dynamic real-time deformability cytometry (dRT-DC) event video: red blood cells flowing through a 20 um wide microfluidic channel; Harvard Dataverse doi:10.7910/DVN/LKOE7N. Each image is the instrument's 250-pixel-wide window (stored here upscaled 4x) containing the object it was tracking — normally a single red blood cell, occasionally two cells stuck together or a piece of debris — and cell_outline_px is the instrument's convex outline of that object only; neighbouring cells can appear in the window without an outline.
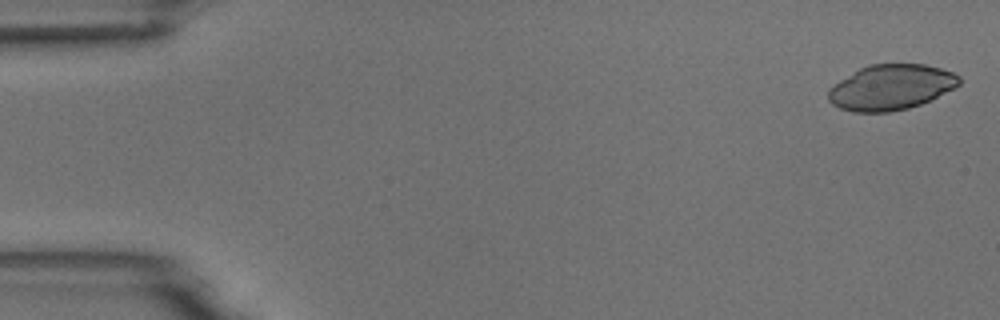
{"species": "common noctule bat (a hibernating species)", "species_latin": "Nyctalus noctula", "temperature_condition": "room temperature", "stored_images_in_passage": 5, "camera_frame_rate_fps": 3000, "um_per_image_px": 0.085, "animal": {"sex": "male", "body_mass_g": 18.8}, "frame": {"image": 1, "passage_image": 1, "time_ms": 0.0, "image_size_px": [1000, 320], "cell_outline_px": [[960, 84], [920, 104], [908, 108], [888, 112], [852, 112], [840, 108], [832, 104], [828, 100], [828, 88], [840, 80], [860, 68], [868, 64], [924, 64], [940, 68], [952, 72], [960, 76]], "centroid_in_image_um": [75.69, 7.41], "position_along_channel_um": 9.3, "area_um2": 34.33}}